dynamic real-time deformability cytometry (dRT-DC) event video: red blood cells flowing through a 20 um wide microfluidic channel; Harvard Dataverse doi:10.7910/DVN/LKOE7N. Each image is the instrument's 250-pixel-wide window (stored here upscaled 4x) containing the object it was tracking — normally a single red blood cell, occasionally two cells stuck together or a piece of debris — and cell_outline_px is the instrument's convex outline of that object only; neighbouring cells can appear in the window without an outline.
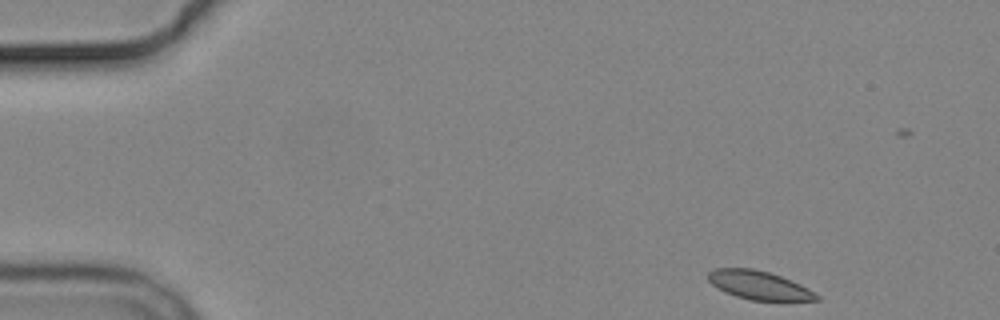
{"species": "common noctule bat (a hibernating species)", "species_latin": "Nyctalus noctula", "temperature_condition": "cold", "stored_images_in_passage": 4, "camera_frame_rate_fps": 3000, "um_per_image_px": 0.085, "animal": {"sex": "male", "body_mass_g": 19.2, "forearm_length_mm": 51.8}, "frame": {"image": 1, "passage_image": 1, "time_ms": 0.0, "image_size_px": [1000, 320], "cell_outline_px": [[820, 300], [752, 300], [736, 296], [724, 292], [712, 284], [708, 280], [708, 272], [716, 268], [752, 268], [768, 272], [780, 276], [800, 284], [808, 288], [820, 296]], "centroid_in_image_um": [64.5, 24.24], "position_along_channel_um": 20.5, "area_um2": 17.86}}